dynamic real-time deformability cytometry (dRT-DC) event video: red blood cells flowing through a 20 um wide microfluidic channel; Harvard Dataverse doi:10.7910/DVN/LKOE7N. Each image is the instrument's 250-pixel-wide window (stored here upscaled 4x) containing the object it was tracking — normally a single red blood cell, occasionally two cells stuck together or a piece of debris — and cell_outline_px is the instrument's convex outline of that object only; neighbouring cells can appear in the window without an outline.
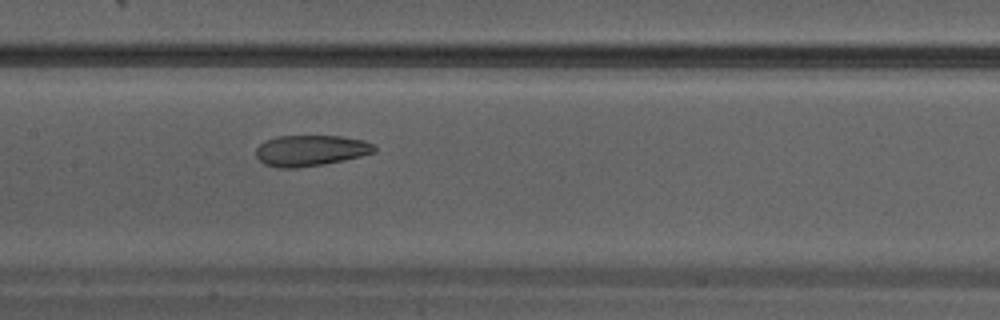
{"species": "Egyptian fruit bat (a non-hibernating species)", "species_latin": "Rousettus aegyptiacus", "temperature_condition": "warm", "stored_images_in_passage": 26, "camera_frame_rate_fps": 3000, "um_per_image_px": 0.085, "animal": {"sex": "male"}, "frame": {"image": 1, "passage_image": 11, "time_ms": 3.333, "image_size_px": [1000, 320], "cell_outline_px": [[376, 152], [344, 160], [324, 164], [296, 168], [276, 168], [264, 164], [256, 156], [256, 148], [264, 140], [276, 136], [340, 136], [364, 140], [372, 144], [376, 148]], "centroid_in_image_um": [26.37, 12.8], "position_along_channel_um": 181.0, "area_um2": 21.44}}
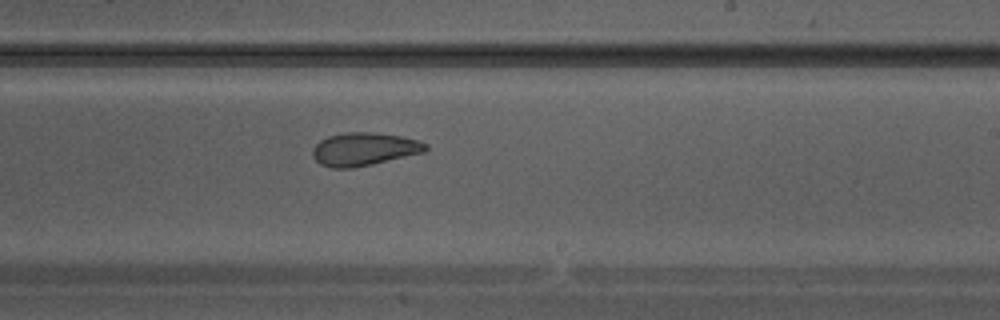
{"frame": {"image": 2, "passage_image": 15, "time_ms": 4.667, "image_size_px": [1000, 320], "cell_outline_px": [[428, 148], [424, 152], [372, 164], [352, 168], [332, 168], [320, 164], [312, 156], [312, 148], [320, 140], [328, 136], [344, 132], [376, 132], [400, 136], [420, 140], [428, 144]], "centroid_in_image_um": [30.94, 12.66], "position_along_channel_um": 258.1, "area_um2": 21.91}}